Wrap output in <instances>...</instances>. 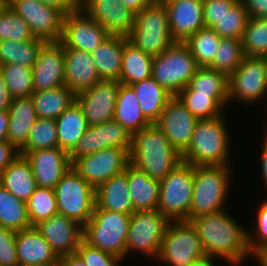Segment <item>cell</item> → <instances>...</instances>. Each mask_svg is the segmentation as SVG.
I'll return each mask as SVG.
<instances>
[{
	"mask_svg": "<svg viewBox=\"0 0 267 266\" xmlns=\"http://www.w3.org/2000/svg\"><path fill=\"white\" fill-rule=\"evenodd\" d=\"M198 232L206 256L219 259L228 266H243L249 259L247 229L224 209L190 220Z\"/></svg>",
	"mask_w": 267,
	"mask_h": 266,
	"instance_id": "1",
	"label": "cell"
},
{
	"mask_svg": "<svg viewBox=\"0 0 267 266\" xmlns=\"http://www.w3.org/2000/svg\"><path fill=\"white\" fill-rule=\"evenodd\" d=\"M129 154L131 165L158 181L182 162L181 155L154 123L132 134Z\"/></svg>",
	"mask_w": 267,
	"mask_h": 266,
	"instance_id": "2",
	"label": "cell"
},
{
	"mask_svg": "<svg viewBox=\"0 0 267 266\" xmlns=\"http://www.w3.org/2000/svg\"><path fill=\"white\" fill-rule=\"evenodd\" d=\"M224 114L197 122L190 145L181 155L183 162L193 166L231 165L232 140Z\"/></svg>",
	"mask_w": 267,
	"mask_h": 266,
	"instance_id": "3",
	"label": "cell"
},
{
	"mask_svg": "<svg viewBox=\"0 0 267 266\" xmlns=\"http://www.w3.org/2000/svg\"><path fill=\"white\" fill-rule=\"evenodd\" d=\"M232 166H193L190 220L224 210L230 193Z\"/></svg>",
	"mask_w": 267,
	"mask_h": 266,
	"instance_id": "4",
	"label": "cell"
},
{
	"mask_svg": "<svg viewBox=\"0 0 267 266\" xmlns=\"http://www.w3.org/2000/svg\"><path fill=\"white\" fill-rule=\"evenodd\" d=\"M128 41L144 53L158 56L176 42L170 32L169 15L163 1H152L135 15Z\"/></svg>",
	"mask_w": 267,
	"mask_h": 266,
	"instance_id": "5",
	"label": "cell"
},
{
	"mask_svg": "<svg viewBox=\"0 0 267 266\" xmlns=\"http://www.w3.org/2000/svg\"><path fill=\"white\" fill-rule=\"evenodd\" d=\"M130 216L100 209L97 205L91 219L83 226V240L125 261V241Z\"/></svg>",
	"mask_w": 267,
	"mask_h": 266,
	"instance_id": "6",
	"label": "cell"
},
{
	"mask_svg": "<svg viewBox=\"0 0 267 266\" xmlns=\"http://www.w3.org/2000/svg\"><path fill=\"white\" fill-rule=\"evenodd\" d=\"M198 67L188 47L182 41H176L153 57L151 77L175 96L189 84Z\"/></svg>",
	"mask_w": 267,
	"mask_h": 266,
	"instance_id": "7",
	"label": "cell"
},
{
	"mask_svg": "<svg viewBox=\"0 0 267 266\" xmlns=\"http://www.w3.org/2000/svg\"><path fill=\"white\" fill-rule=\"evenodd\" d=\"M193 165L181 162L160 181L157 209L169 221H190Z\"/></svg>",
	"mask_w": 267,
	"mask_h": 266,
	"instance_id": "8",
	"label": "cell"
},
{
	"mask_svg": "<svg viewBox=\"0 0 267 266\" xmlns=\"http://www.w3.org/2000/svg\"><path fill=\"white\" fill-rule=\"evenodd\" d=\"M170 221L158 210L135 211L130 216L125 258L134 252L156 262L161 242Z\"/></svg>",
	"mask_w": 267,
	"mask_h": 266,
	"instance_id": "9",
	"label": "cell"
},
{
	"mask_svg": "<svg viewBox=\"0 0 267 266\" xmlns=\"http://www.w3.org/2000/svg\"><path fill=\"white\" fill-rule=\"evenodd\" d=\"M59 214L84 226L92 217L96 206V189L86 182L72 167L54 188Z\"/></svg>",
	"mask_w": 267,
	"mask_h": 266,
	"instance_id": "10",
	"label": "cell"
},
{
	"mask_svg": "<svg viewBox=\"0 0 267 266\" xmlns=\"http://www.w3.org/2000/svg\"><path fill=\"white\" fill-rule=\"evenodd\" d=\"M196 228L190 221H170L156 262L166 266H187L205 257ZM168 264V265H167Z\"/></svg>",
	"mask_w": 267,
	"mask_h": 266,
	"instance_id": "11",
	"label": "cell"
},
{
	"mask_svg": "<svg viewBox=\"0 0 267 266\" xmlns=\"http://www.w3.org/2000/svg\"><path fill=\"white\" fill-rule=\"evenodd\" d=\"M267 96L266 56H245L228 76V102L256 106ZM252 103V104H251Z\"/></svg>",
	"mask_w": 267,
	"mask_h": 266,
	"instance_id": "12",
	"label": "cell"
},
{
	"mask_svg": "<svg viewBox=\"0 0 267 266\" xmlns=\"http://www.w3.org/2000/svg\"><path fill=\"white\" fill-rule=\"evenodd\" d=\"M30 27L35 38L60 42L65 13L38 0H3Z\"/></svg>",
	"mask_w": 267,
	"mask_h": 266,
	"instance_id": "13",
	"label": "cell"
},
{
	"mask_svg": "<svg viewBox=\"0 0 267 266\" xmlns=\"http://www.w3.org/2000/svg\"><path fill=\"white\" fill-rule=\"evenodd\" d=\"M130 150L105 148L94 154L77 158L72 168L93 188L97 189L112 176L124 172L130 164Z\"/></svg>",
	"mask_w": 267,
	"mask_h": 266,
	"instance_id": "14",
	"label": "cell"
},
{
	"mask_svg": "<svg viewBox=\"0 0 267 266\" xmlns=\"http://www.w3.org/2000/svg\"><path fill=\"white\" fill-rule=\"evenodd\" d=\"M132 134L117 121L110 120L91 126L68 153L71 164L85 155L94 154L105 148L115 147L130 150Z\"/></svg>",
	"mask_w": 267,
	"mask_h": 266,
	"instance_id": "15",
	"label": "cell"
},
{
	"mask_svg": "<svg viewBox=\"0 0 267 266\" xmlns=\"http://www.w3.org/2000/svg\"><path fill=\"white\" fill-rule=\"evenodd\" d=\"M109 36L101 24L79 9L65 14L60 43L91 53Z\"/></svg>",
	"mask_w": 267,
	"mask_h": 266,
	"instance_id": "16",
	"label": "cell"
},
{
	"mask_svg": "<svg viewBox=\"0 0 267 266\" xmlns=\"http://www.w3.org/2000/svg\"><path fill=\"white\" fill-rule=\"evenodd\" d=\"M119 81L100 80L76 94L75 102L82 110L89 127L113 120Z\"/></svg>",
	"mask_w": 267,
	"mask_h": 266,
	"instance_id": "17",
	"label": "cell"
},
{
	"mask_svg": "<svg viewBox=\"0 0 267 266\" xmlns=\"http://www.w3.org/2000/svg\"><path fill=\"white\" fill-rule=\"evenodd\" d=\"M199 120L186 108L180 98L172 96L159 119L154 123L182 155L190 145L193 130Z\"/></svg>",
	"mask_w": 267,
	"mask_h": 266,
	"instance_id": "18",
	"label": "cell"
},
{
	"mask_svg": "<svg viewBox=\"0 0 267 266\" xmlns=\"http://www.w3.org/2000/svg\"><path fill=\"white\" fill-rule=\"evenodd\" d=\"M81 9L111 36L127 38L133 29L136 14L120 0H81Z\"/></svg>",
	"mask_w": 267,
	"mask_h": 266,
	"instance_id": "19",
	"label": "cell"
},
{
	"mask_svg": "<svg viewBox=\"0 0 267 266\" xmlns=\"http://www.w3.org/2000/svg\"><path fill=\"white\" fill-rule=\"evenodd\" d=\"M58 257L76 253L83 240V226L63 214H55L35 225Z\"/></svg>",
	"mask_w": 267,
	"mask_h": 266,
	"instance_id": "20",
	"label": "cell"
},
{
	"mask_svg": "<svg viewBox=\"0 0 267 266\" xmlns=\"http://www.w3.org/2000/svg\"><path fill=\"white\" fill-rule=\"evenodd\" d=\"M34 92L46 91L64 84L65 57L60 42H46L32 68Z\"/></svg>",
	"mask_w": 267,
	"mask_h": 266,
	"instance_id": "21",
	"label": "cell"
},
{
	"mask_svg": "<svg viewBox=\"0 0 267 266\" xmlns=\"http://www.w3.org/2000/svg\"><path fill=\"white\" fill-rule=\"evenodd\" d=\"M24 156L31 165L38 187L54 189L72 167L68 153L59 147L30 151Z\"/></svg>",
	"mask_w": 267,
	"mask_h": 266,
	"instance_id": "22",
	"label": "cell"
},
{
	"mask_svg": "<svg viewBox=\"0 0 267 266\" xmlns=\"http://www.w3.org/2000/svg\"><path fill=\"white\" fill-rule=\"evenodd\" d=\"M168 10L170 32L175 41H184L188 36L205 27L203 0H165Z\"/></svg>",
	"mask_w": 267,
	"mask_h": 266,
	"instance_id": "23",
	"label": "cell"
},
{
	"mask_svg": "<svg viewBox=\"0 0 267 266\" xmlns=\"http://www.w3.org/2000/svg\"><path fill=\"white\" fill-rule=\"evenodd\" d=\"M63 48L65 57L64 84L69 89L77 94L91 88L101 80L91 53L80 49Z\"/></svg>",
	"mask_w": 267,
	"mask_h": 266,
	"instance_id": "24",
	"label": "cell"
},
{
	"mask_svg": "<svg viewBox=\"0 0 267 266\" xmlns=\"http://www.w3.org/2000/svg\"><path fill=\"white\" fill-rule=\"evenodd\" d=\"M16 253L19 266H44L59 262V257L35 226L17 231Z\"/></svg>",
	"mask_w": 267,
	"mask_h": 266,
	"instance_id": "25",
	"label": "cell"
},
{
	"mask_svg": "<svg viewBox=\"0 0 267 266\" xmlns=\"http://www.w3.org/2000/svg\"><path fill=\"white\" fill-rule=\"evenodd\" d=\"M96 205L103 210L132 215L135 210L127 181V168L96 189Z\"/></svg>",
	"mask_w": 267,
	"mask_h": 266,
	"instance_id": "26",
	"label": "cell"
},
{
	"mask_svg": "<svg viewBox=\"0 0 267 266\" xmlns=\"http://www.w3.org/2000/svg\"><path fill=\"white\" fill-rule=\"evenodd\" d=\"M8 113L7 140L20 150L26 144L30 130L37 120L31 96L12 98Z\"/></svg>",
	"mask_w": 267,
	"mask_h": 266,
	"instance_id": "27",
	"label": "cell"
},
{
	"mask_svg": "<svg viewBox=\"0 0 267 266\" xmlns=\"http://www.w3.org/2000/svg\"><path fill=\"white\" fill-rule=\"evenodd\" d=\"M127 181L135 211L156 210L159 203L160 181L152 179L133 165L127 166Z\"/></svg>",
	"mask_w": 267,
	"mask_h": 266,
	"instance_id": "28",
	"label": "cell"
},
{
	"mask_svg": "<svg viewBox=\"0 0 267 266\" xmlns=\"http://www.w3.org/2000/svg\"><path fill=\"white\" fill-rule=\"evenodd\" d=\"M113 120L125 127L131 134L152 124L143 115L133 88L122 83L118 89Z\"/></svg>",
	"mask_w": 267,
	"mask_h": 266,
	"instance_id": "29",
	"label": "cell"
},
{
	"mask_svg": "<svg viewBox=\"0 0 267 266\" xmlns=\"http://www.w3.org/2000/svg\"><path fill=\"white\" fill-rule=\"evenodd\" d=\"M123 52L124 37L111 35L91 52L101 80L119 81Z\"/></svg>",
	"mask_w": 267,
	"mask_h": 266,
	"instance_id": "30",
	"label": "cell"
},
{
	"mask_svg": "<svg viewBox=\"0 0 267 266\" xmlns=\"http://www.w3.org/2000/svg\"><path fill=\"white\" fill-rule=\"evenodd\" d=\"M0 184L20 200L27 201L38 187L31 165L19 155L1 174Z\"/></svg>",
	"mask_w": 267,
	"mask_h": 266,
	"instance_id": "31",
	"label": "cell"
},
{
	"mask_svg": "<svg viewBox=\"0 0 267 266\" xmlns=\"http://www.w3.org/2000/svg\"><path fill=\"white\" fill-rule=\"evenodd\" d=\"M133 88L143 115L153 124L167 106L173 96L160 86L152 77L130 84Z\"/></svg>",
	"mask_w": 267,
	"mask_h": 266,
	"instance_id": "32",
	"label": "cell"
},
{
	"mask_svg": "<svg viewBox=\"0 0 267 266\" xmlns=\"http://www.w3.org/2000/svg\"><path fill=\"white\" fill-rule=\"evenodd\" d=\"M183 90H195L209 94L224 110L228 102V76L209 67H198L189 84Z\"/></svg>",
	"mask_w": 267,
	"mask_h": 266,
	"instance_id": "33",
	"label": "cell"
},
{
	"mask_svg": "<svg viewBox=\"0 0 267 266\" xmlns=\"http://www.w3.org/2000/svg\"><path fill=\"white\" fill-rule=\"evenodd\" d=\"M76 94L66 85L31 95L37 118L56 119L75 102Z\"/></svg>",
	"mask_w": 267,
	"mask_h": 266,
	"instance_id": "34",
	"label": "cell"
},
{
	"mask_svg": "<svg viewBox=\"0 0 267 266\" xmlns=\"http://www.w3.org/2000/svg\"><path fill=\"white\" fill-rule=\"evenodd\" d=\"M55 120L58 147L69 153L88 130V122L76 102Z\"/></svg>",
	"mask_w": 267,
	"mask_h": 266,
	"instance_id": "35",
	"label": "cell"
},
{
	"mask_svg": "<svg viewBox=\"0 0 267 266\" xmlns=\"http://www.w3.org/2000/svg\"><path fill=\"white\" fill-rule=\"evenodd\" d=\"M153 56L144 53L124 37V52L119 82L130 85L151 78Z\"/></svg>",
	"mask_w": 267,
	"mask_h": 266,
	"instance_id": "36",
	"label": "cell"
},
{
	"mask_svg": "<svg viewBox=\"0 0 267 266\" xmlns=\"http://www.w3.org/2000/svg\"><path fill=\"white\" fill-rule=\"evenodd\" d=\"M46 42L34 38L28 41H0V65L17 63L33 68L38 53Z\"/></svg>",
	"mask_w": 267,
	"mask_h": 266,
	"instance_id": "37",
	"label": "cell"
},
{
	"mask_svg": "<svg viewBox=\"0 0 267 266\" xmlns=\"http://www.w3.org/2000/svg\"><path fill=\"white\" fill-rule=\"evenodd\" d=\"M0 226L21 231L32 227L26 208V202L15 197L0 184Z\"/></svg>",
	"mask_w": 267,
	"mask_h": 266,
	"instance_id": "38",
	"label": "cell"
},
{
	"mask_svg": "<svg viewBox=\"0 0 267 266\" xmlns=\"http://www.w3.org/2000/svg\"><path fill=\"white\" fill-rule=\"evenodd\" d=\"M221 37L211 28L204 27L191 36H188L183 43L195 58L199 67H208L214 59Z\"/></svg>",
	"mask_w": 267,
	"mask_h": 266,
	"instance_id": "39",
	"label": "cell"
},
{
	"mask_svg": "<svg viewBox=\"0 0 267 266\" xmlns=\"http://www.w3.org/2000/svg\"><path fill=\"white\" fill-rule=\"evenodd\" d=\"M26 208L31 226L57 214V199L54 189L37 187L26 201Z\"/></svg>",
	"mask_w": 267,
	"mask_h": 266,
	"instance_id": "40",
	"label": "cell"
},
{
	"mask_svg": "<svg viewBox=\"0 0 267 266\" xmlns=\"http://www.w3.org/2000/svg\"><path fill=\"white\" fill-rule=\"evenodd\" d=\"M58 147L55 119L37 118L30 130L26 144L19 150L20 155L34 150Z\"/></svg>",
	"mask_w": 267,
	"mask_h": 266,
	"instance_id": "41",
	"label": "cell"
},
{
	"mask_svg": "<svg viewBox=\"0 0 267 266\" xmlns=\"http://www.w3.org/2000/svg\"><path fill=\"white\" fill-rule=\"evenodd\" d=\"M0 73L12 98L29 97L34 93L32 68L10 63L0 65Z\"/></svg>",
	"mask_w": 267,
	"mask_h": 266,
	"instance_id": "42",
	"label": "cell"
},
{
	"mask_svg": "<svg viewBox=\"0 0 267 266\" xmlns=\"http://www.w3.org/2000/svg\"><path fill=\"white\" fill-rule=\"evenodd\" d=\"M249 14L240 0L211 27L221 38L242 39Z\"/></svg>",
	"mask_w": 267,
	"mask_h": 266,
	"instance_id": "43",
	"label": "cell"
},
{
	"mask_svg": "<svg viewBox=\"0 0 267 266\" xmlns=\"http://www.w3.org/2000/svg\"><path fill=\"white\" fill-rule=\"evenodd\" d=\"M244 57L241 40L221 38L213 62L208 67L221 71L229 76L241 64Z\"/></svg>",
	"mask_w": 267,
	"mask_h": 266,
	"instance_id": "44",
	"label": "cell"
},
{
	"mask_svg": "<svg viewBox=\"0 0 267 266\" xmlns=\"http://www.w3.org/2000/svg\"><path fill=\"white\" fill-rule=\"evenodd\" d=\"M34 38L28 24L4 1L0 2V41H28Z\"/></svg>",
	"mask_w": 267,
	"mask_h": 266,
	"instance_id": "45",
	"label": "cell"
},
{
	"mask_svg": "<svg viewBox=\"0 0 267 266\" xmlns=\"http://www.w3.org/2000/svg\"><path fill=\"white\" fill-rule=\"evenodd\" d=\"M241 41L244 56H267V19L249 18Z\"/></svg>",
	"mask_w": 267,
	"mask_h": 266,
	"instance_id": "46",
	"label": "cell"
},
{
	"mask_svg": "<svg viewBox=\"0 0 267 266\" xmlns=\"http://www.w3.org/2000/svg\"><path fill=\"white\" fill-rule=\"evenodd\" d=\"M177 96L198 120L215 118L225 112L212 97H209V94L197 93L195 90H182Z\"/></svg>",
	"mask_w": 267,
	"mask_h": 266,
	"instance_id": "47",
	"label": "cell"
},
{
	"mask_svg": "<svg viewBox=\"0 0 267 266\" xmlns=\"http://www.w3.org/2000/svg\"><path fill=\"white\" fill-rule=\"evenodd\" d=\"M256 209L254 229H247V244L252 260L256 261L267 252V195Z\"/></svg>",
	"mask_w": 267,
	"mask_h": 266,
	"instance_id": "48",
	"label": "cell"
},
{
	"mask_svg": "<svg viewBox=\"0 0 267 266\" xmlns=\"http://www.w3.org/2000/svg\"><path fill=\"white\" fill-rule=\"evenodd\" d=\"M76 254L86 266H121L123 264V259L90 246L84 240L80 242Z\"/></svg>",
	"mask_w": 267,
	"mask_h": 266,
	"instance_id": "49",
	"label": "cell"
},
{
	"mask_svg": "<svg viewBox=\"0 0 267 266\" xmlns=\"http://www.w3.org/2000/svg\"><path fill=\"white\" fill-rule=\"evenodd\" d=\"M16 233L17 231L0 226V266H19Z\"/></svg>",
	"mask_w": 267,
	"mask_h": 266,
	"instance_id": "50",
	"label": "cell"
},
{
	"mask_svg": "<svg viewBox=\"0 0 267 266\" xmlns=\"http://www.w3.org/2000/svg\"><path fill=\"white\" fill-rule=\"evenodd\" d=\"M238 0H203L205 27L211 28Z\"/></svg>",
	"mask_w": 267,
	"mask_h": 266,
	"instance_id": "51",
	"label": "cell"
},
{
	"mask_svg": "<svg viewBox=\"0 0 267 266\" xmlns=\"http://www.w3.org/2000/svg\"><path fill=\"white\" fill-rule=\"evenodd\" d=\"M19 155L20 151L8 140L0 142V176Z\"/></svg>",
	"mask_w": 267,
	"mask_h": 266,
	"instance_id": "52",
	"label": "cell"
},
{
	"mask_svg": "<svg viewBox=\"0 0 267 266\" xmlns=\"http://www.w3.org/2000/svg\"><path fill=\"white\" fill-rule=\"evenodd\" d=\"M250 18L267 19V0H240Z\"/></svg>",
	"mask_w": 267,
	"mask_h": 266,
	"instance_id": "53",
	"label": "cell"
},
{
	"mask_svg": "<svg viewBox=\"0 0 267 266\" xmlns=\"http://www.w3.org/2000/svg\"><path fill=\"white\" fill-rule=\"evenodd\" d=\"M45 5L62 10L65 14L81 9V0H38Z\"/></svg>",
	"mask_w": 267,
	"mask_h": 266,
	"instance_id": "54",
	"label": "cell"
},
{
	"mask_svg": "<svg viewBox=\"0 0 267 266\" xmlns=\"http://www.w3.org/2000/svg\"><path fill=\"white\" fill-rule=\"evenodd\" d=\"M264 140H262V149H261V153L262 154L260 156L259 159L260 160V174H261V179L263 180V184L265 185L264 188L265 191H266V194H267V135L264 133V137H263Z\"/></svg>",
	"mask_w": 267,
	"mask_h": 266,
	"instance_id": "55",
	"label": "cell"
},
{
	"mask_svg": "<svg viewBox=\"0 0 267 266\" xmlns=\"http://www.w3.org/2000/svg\"><path fill=\"white\" fill-rule=\"evenodd\" d=\"M12 97L9 93L8 86L0 73V111L8 110L11 105Z\"/></svg>",
	"mask_w": 267,
	"mask_h": 266,
	"instance_id": "56",
	"label": "cell"
},
{
	"mask_svg": "<svg viewBox=\"0 0 267 266\" xmlns=\"http://www.w3.org/2000/svg\"><path fill=\"white\" fill-rule=\"evenodd\" d=\"M122 4L135 14H138L144 7L153 0H120Z\"/></svg>",
	"mask_w": 267,
	"mask_h": 266,
	"instance_id": "57",
	"label": "cell"
},
{
	"mask_svg": "<svg viewBox=\"0 0 267 266\" xmlns=\"http://www.w3.org/2000/svg\"><path fill=\"white\" fill-rule=\"evenodd\" d=\"M59 263L60 266H86L76 253L59 257Z\"/></svg>",
	"mask_w": 267,
	"mask_h": 266,
	"instance_id": "58",
	"label": "cell"
},
{
	"mask_svg": "<svg viewBox=\"0 0 267 266\" xmlns=\"http://www.w3.org/2000/svg\"><path fill=\"white\" fill-rule=\"evenodd\" d=\"M8 127H9L8 110L0 111V142L7 140Z\"/></svg>",
	"mask_w": 267,
	"mask_h": 266,
	"instance_id": "59",
	"label": "cell"
},
{
	"mask_svg": "<svg viewBox=\"0 0 267 266\" xmlns=\"http://www.w3.org/2000/svg\"><path fill=\"white\" fill-rule=\"evenodd\" d=\"M217 260L219 263V260L213 257L205 256L201 258L200 260L193 262L191 264H188L187 266H217V263L215 264V261Z\"/></svg>",
	"mask_w": 267,
	"mask_h": 266,
	"instance_id": "60",
	"label": "cell"
},
{
	"mask_svg": "<svg viewBox=\"0 0 267 266\" xmlns=\"http://www.w3.org/2000/svg\"><path fill=\"white\" fill-rule=\"evenodd\" d=\"M258 266H267V252L261 256L257 261Z\"/></svg>",
	"mask_w": 267,
	"mask_h": 266,
	"instance_id": "61",
	"label": "cell"
},
{
	"mask_svg": "<svg viewBox=\"0 0 267 266\" xmlns=\"http://www.w3.org/2000/svg\"><path fill=\"white\" fill-rule=\"evenodd\" d=\"M44 266H60V263H53V264H48V265H44Z\"/></svg>",
	"mask_w": 267,
	"mask_h": 266,
	"instance_id": "62",
	"label": "cell"
},
{
	"mask_svg": "<svg viewBox=\"0 0 267 266\" xmlns=\"http://www.w3.org/2000/svg\"><path fill=\"white\" fill-rule=\"evenodd\" d=\"M266 77H267V56H266Z\"/></svg>",
	"mask_w": 267,
	"mask_h": 266,
	"instance_id": "63",
	"label": "cell"
},
{
	"mask_svg": "<svg viewBox=\"0 0 267 266\" xmlns=\"http://www.w3.org/2000/svg\"><path fill=\"white\" fill-rule=\"evenodd\" d=\"M265 129H266V130H264V131H265L264 133L267 135V126H265Z\"/></svg>",
	"mask_w": 267,
	"mask_h": 266,
	"instance_id": "64",
	"label": "cell"
}]
</instances>
